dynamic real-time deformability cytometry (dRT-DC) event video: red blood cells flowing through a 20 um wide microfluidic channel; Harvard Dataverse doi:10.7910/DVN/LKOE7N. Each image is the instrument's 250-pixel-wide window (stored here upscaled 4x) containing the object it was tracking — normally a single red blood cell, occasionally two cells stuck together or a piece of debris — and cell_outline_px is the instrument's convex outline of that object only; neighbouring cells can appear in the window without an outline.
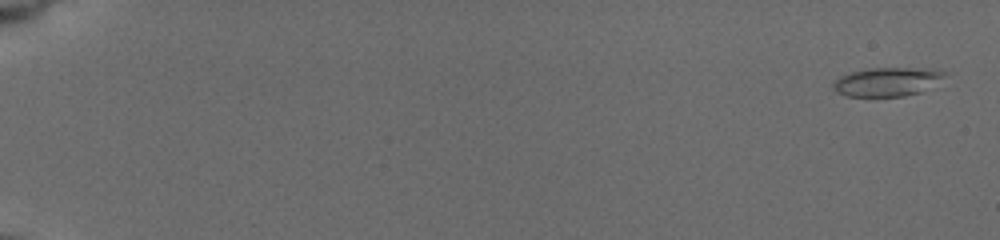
{"species": "common noctule bat (a hibernating species)", "species_latin": "Nyctalus noctula", "temperature_condition": "cold", "stored_images_in_passage": 56, "camera_frame_rate_fps": 3000, "um_per_image_px": 0.085, "animal": {"sex": "female", "body_mass_g": 19.5, "forearm_length_mm": 54.1}, "frame": {"image": 1, "passage_image": 3, "time_ms": 0.333, "image_size_px": [1000, 240], "cell_outline_px": [[948, 72], [944, 76], [920, 92], [904, 96], [848, 96], [836, 92], [832, 88], [832, 84], [840, 76], [852, 72], [868, 68], [924, 68]], "centroid_in_image_um": [75.35, 6.95], "position_along_channel_um": 9.6, "area_um2": 18.38}}
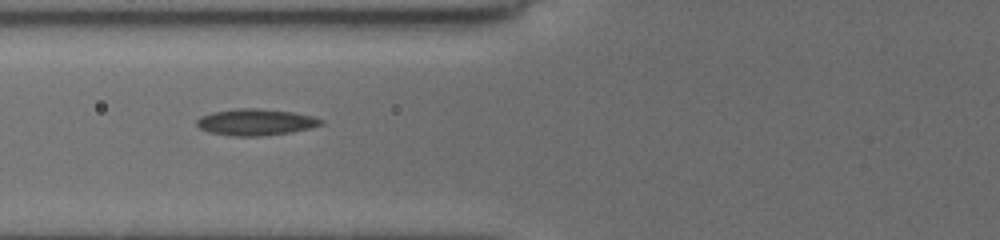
{"frame": {"image": 2, "passage_image": 49, "time_ms": 8.0, "image_size_px": [1000, 240], "cell_outline_px": [[324, 124], [292, 132], [264, 136], [228, 136], [208, 132], [200, 128], [196, 124], [196, 120], [200, 116], [212, 112], [236, 108], [256, 108], [292, 112], [312, 116], [324, 120]], "centroid_in_image_um": [21.7, 10.38], "position_along_channel_um": 104.1, "area_um2": 19.31}}
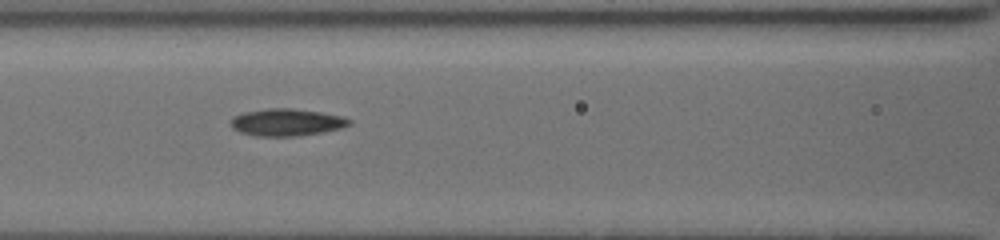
{"frame": {"image": 3, "passage_image": 55, "time_ms": 9.0, "image_size_px": [1000, 240], "cell_outline_px": [[352, 124], [344, 128], [324, 132], [296, 136], [256, 136], [240, 132], [232, 128], [228, 124], [228, 120], [232, 116], [244, 112], [268, 108], [292, 108], [320, 112], [344, 116], [352, 120]], "centroid_in_image_um": [24.36, 10.39], "position_along_channel_um": 142.2, "area_um2": 19.19}}